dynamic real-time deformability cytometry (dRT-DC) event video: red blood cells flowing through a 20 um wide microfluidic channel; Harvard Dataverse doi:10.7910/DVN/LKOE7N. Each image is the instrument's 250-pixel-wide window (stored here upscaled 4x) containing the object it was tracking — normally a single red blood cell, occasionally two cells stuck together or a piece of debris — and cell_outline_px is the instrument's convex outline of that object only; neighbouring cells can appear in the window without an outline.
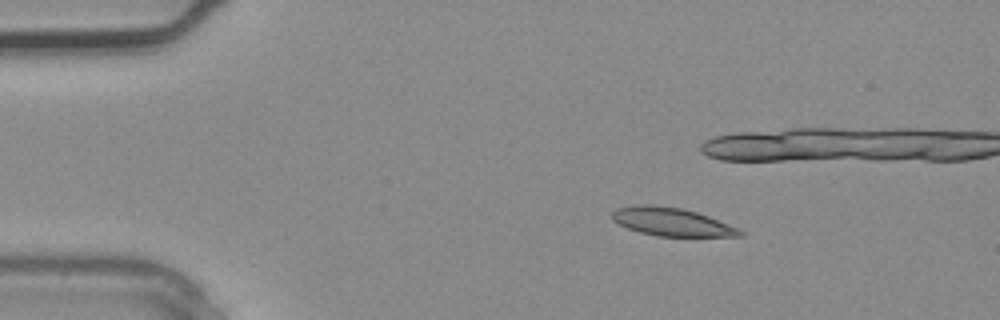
{"species": "common noctule bat (a hibernating species)", "species_latin": "Nyctalus noctula", "temperature_condition": "warm", "stored_images_in_passage": 4, "camera_frame_rate_fps": 3000, "um_per_image_px": 0.085, "animal": {"sex": "male", "body_mass_g": 20.4}, "frame": {"image": 1, "passage_image": 1, "time_ms": 0.0, "image_size_px": [1000, 320], "cell_outline_px": [[744, 236], [656, 236], [640, 232], [628, 228], [612, 220], [612, 212], [616, 208], [636, 204], [652, 204], [680, 208], [696, 212], [708, 216], [736, 228], [744, 232]], "centroid_in_image_um": [57.04, 18.85], "position_along_channel_um": 28.0, "area_um2": 20.81}}